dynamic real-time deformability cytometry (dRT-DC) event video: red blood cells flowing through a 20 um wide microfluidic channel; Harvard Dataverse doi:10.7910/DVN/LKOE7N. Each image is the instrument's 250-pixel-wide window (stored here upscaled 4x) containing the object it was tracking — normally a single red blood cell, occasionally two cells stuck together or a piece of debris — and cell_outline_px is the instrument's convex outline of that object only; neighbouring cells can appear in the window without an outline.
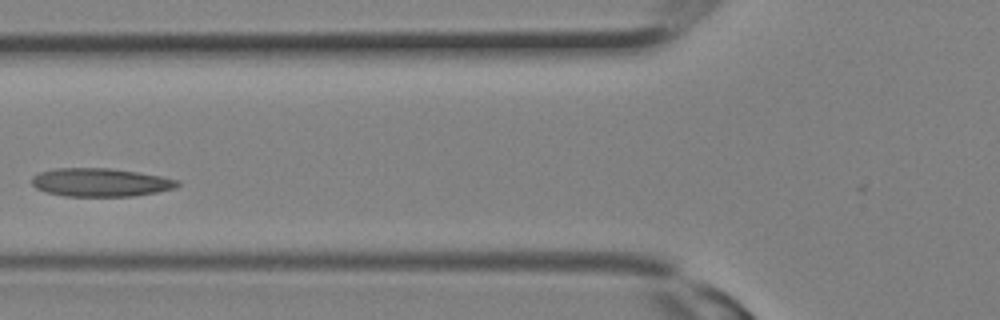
{"species": "Egyptian fruit bat (a non-hibernating species)", "species_latin": "Rousettus aegyptiacus", "temperature_condition": "room temperature", "stored_images_in_passage": 7, "camera_frame_rate_fps": 3000, "um_per_image_px": 0.085, "animal": {"sex": "female"}, "frame": {"image": 1, "passage_image": 6, "time_ms": 1.667, "image_size_px": [1000, 320], "cell_outline_px": [[180, 184], [176, 188], [156, 192], [132, 196], [64, 196], [48, 192], [36, 188], [32, 184], [32, 176], [40, 172], [56, 168], [108, 168], [136, 172], [160, 176], [180, 180]], "centroid_in_image_um": [8.55, 15.5], "position_along_channel_um": 117.3, "area_um2": 23.93}}